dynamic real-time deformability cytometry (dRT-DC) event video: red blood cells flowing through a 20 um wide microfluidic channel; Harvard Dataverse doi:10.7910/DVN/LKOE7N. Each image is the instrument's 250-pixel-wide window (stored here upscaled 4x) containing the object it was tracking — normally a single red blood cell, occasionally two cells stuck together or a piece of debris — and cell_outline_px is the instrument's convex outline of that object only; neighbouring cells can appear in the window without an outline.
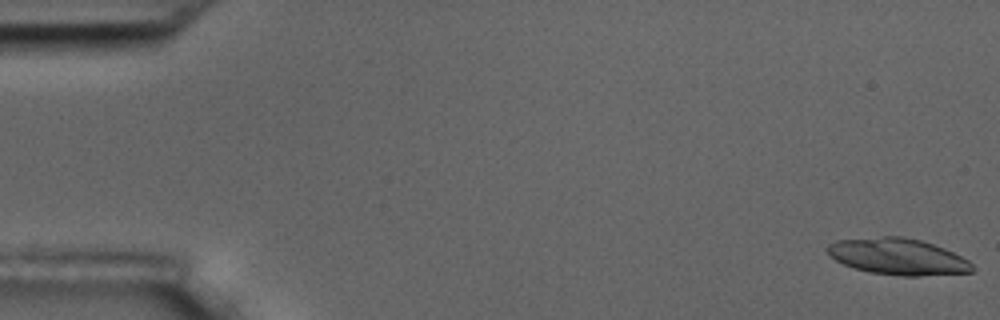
{"species": "common noctule bat (a hibernating species)", "species_latin": "Nyctalus noctula", "temperature_condition": "room temperature", "stored_images_in_passage": 6, "camera_frame_rate_fps": 3000, "um_per_image_px": 0.085, "animal": {"sex": "male", "body_mass_g": 17.5, "forearm_length_mm": 52.3}, "frame": {"image": 1, "passage_image": 1, "time_ms": 0.0, "image_size_px": [1000, 320], "cell_outline_px": [[976, 268], [972, 272], [920, 276], [904, 276], [868, 272], [844, 264], [828, 256], [828, 244], [836, 240], [880, 236], [904, 236], [920, 240], [944, 248], [968, 260]], "centroid_in_image_um": [76.32, 21.81], "position_along_channel_um": 8.7, "area_um2": 30.75}}